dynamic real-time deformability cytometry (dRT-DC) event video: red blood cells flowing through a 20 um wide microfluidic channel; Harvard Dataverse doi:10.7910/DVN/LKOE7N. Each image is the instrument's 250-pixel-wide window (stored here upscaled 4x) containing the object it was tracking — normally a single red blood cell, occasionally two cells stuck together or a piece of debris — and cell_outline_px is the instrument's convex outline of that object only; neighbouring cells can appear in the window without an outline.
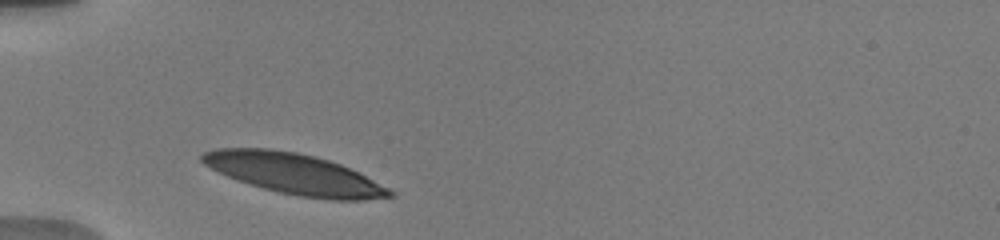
{"species": "human", "species_latin": "Homo sapiens", "temperature_condition": "warm", "stored_images_in_passage": 5, "camera_frame_rate_fps": 3000, "um_per_image_px": 0.085, "donor": {"sex": "male"}, "frame": {"image": 1, "passage_image": 2, "time_ms": 0.667, "image_size_px": [1000, 240], "cell_outline_px": [[396, 196], [364, 200], [332, 200], [300, 196], [280, 192], [264, 188], [228, 176], [204, 164], [200, 160], [200, 156], [204, 152], [216, 148], [268, 148], [296, 152], [316, 156], [340, 164], [360, 172], [396, 192]], "centroid_in_image_um": [25.08, 14.77], "position_along_channel_um": 59.9, "area_um2": 44.27}}
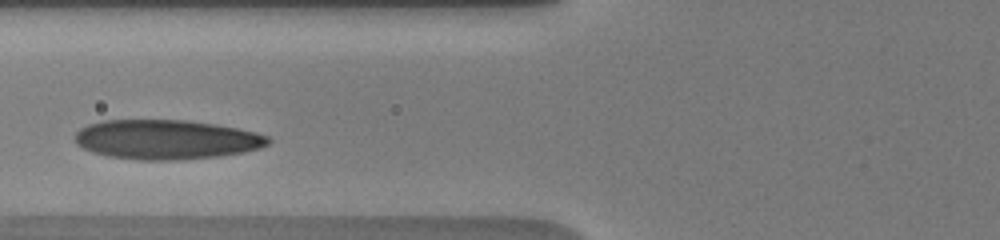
{"frame": {"image": 2, "passage_image": 4, "time_ms": 2.333, "image_size_px": [1000, 240], "cell_outline_px": [[272, 140], [268, 144], [260, 148], [244, 152], [220, 156], [180, 160], [140, 160], [108, 156], [92, 152], [76, 144], [76, 132], [80, 128], [88, 124], [104, 120], [184, 120], [212, 124], [236, 128], [256, 132], [268, 136]], "centroid_in_image_um": [14.14, 11.86], "position_along_channel_um": 111.7, "area_um2": 44.51}}